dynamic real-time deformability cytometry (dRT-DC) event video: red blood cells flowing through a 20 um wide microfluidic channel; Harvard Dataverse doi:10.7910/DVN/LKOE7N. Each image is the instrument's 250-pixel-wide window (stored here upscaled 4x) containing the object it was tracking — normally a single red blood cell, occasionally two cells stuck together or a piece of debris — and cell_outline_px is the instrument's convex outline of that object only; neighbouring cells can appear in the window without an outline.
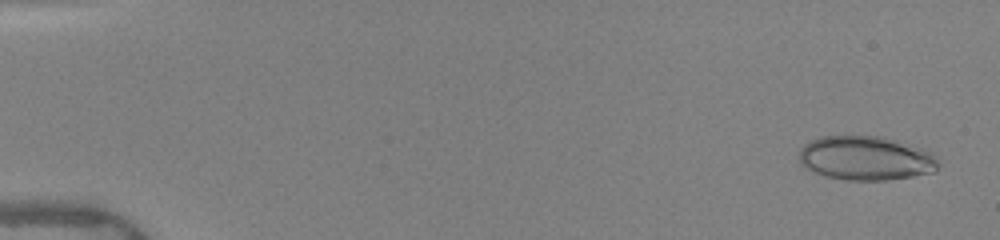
{"species": "human", "species_latin": "Homo sapiens", "temperature_condition": "warm", "stored_images_in_passage": 50, "camera_frame_rate_fps": 3000, "um_per_image_px": 0.085, "donor": {"sex": "female"}, "frame": {"image": 1, "passage_image": 2, "time_ms": 0.333, "image_size_px": [1000, 240], "cell_outline_px": [[940, 164], [932, 172], [912, 176], [888, 180], [848, 180], [824, 176], [800, 164], [800, 148], [804, 144], [820, 136], [884, 136], [924, 148], [932, 152], [936, 156]], "centroid_in_image_um": [73.63, 13.43], "position_along_channel_um": 11.4, "area_um2": 36.01}}
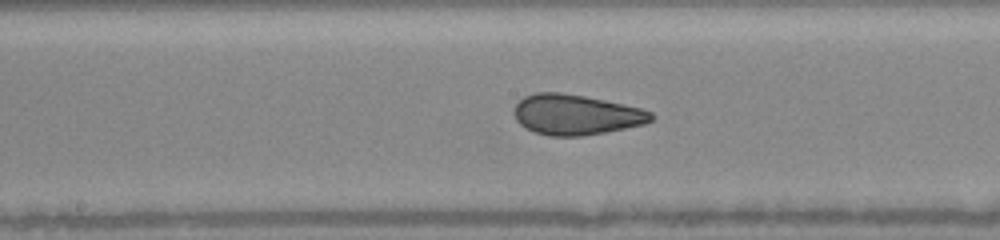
{"frame": {"image": 2, "passage_image": 27, "time_ms": 8.667, "image_size_px": [1000, 240], "cell_outline_px": [[656, 116], [652, 120], [644, 124], [584, 136], [548, 136], [536, 132], [520, 124], [516, 120], [516, 104], [524, 96], [536, 92], [560, 92], [584, 96], [624, 104], [640, 108], [652, 112]], "centroid_in_image_um": [48.98, 9.74], "position_along_channel_um": 199.2, "area_um2": 31.96}}
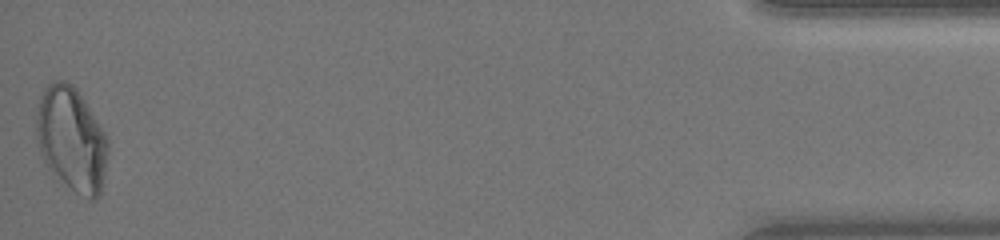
{"frame": {"image": 3, "passage_image": 50, "time_ms": 16.333, "image_size_px": [1000, 240], "cell_outline_px": [[108, 148], [100, 196], [96, 200], [92, 200], [76, 192], [48, 168], [40, 152], [36, 140], [36, 116], [40, 96], [44, 88], [48, 84], [56, 80], [64, 80], [72, 84], [76, 88], [108, 136]], "centroid_in_image_um": [6.07, 11.8], "position_along_channel_um": 429.1, "area_um2": 43.29}, "authors_computed_cell_mechanics": {"area_um2": 33.4084, "velocity_mm_per_s": 4.0576, "shape_relaxation_time_tau1_ms": null, "shape_relaxation_time_tau2_ms": 1.0415, "deformation_change_tau1": null, "deformation_change_tau2": 0.0845}}